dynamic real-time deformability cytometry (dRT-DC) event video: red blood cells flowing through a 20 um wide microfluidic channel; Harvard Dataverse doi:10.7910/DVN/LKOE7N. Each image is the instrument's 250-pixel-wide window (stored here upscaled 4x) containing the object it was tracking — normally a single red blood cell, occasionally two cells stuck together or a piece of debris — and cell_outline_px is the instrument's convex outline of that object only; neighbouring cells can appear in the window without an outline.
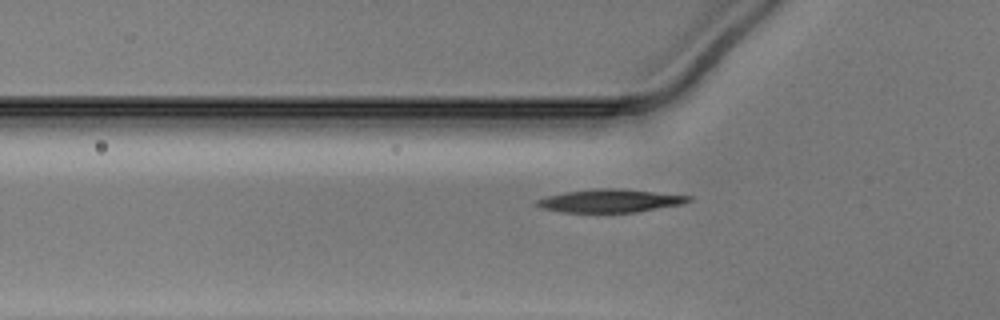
{"species": "Egyptian fruit bat (a non-hibernating species)", "species_latin": "Rousettus aegyptiacus", "temperature_condition": "warm", "stored_images_in_passage": 37, "camera_frame_rate_fps": 3000, "um_per_image_px": 0.085, "animal": {"sex": "male"}, "frame": {"image": 1, "passage_image": 3, "time_ms": 0.667, "image_size_px": [1000, 320], "cell_outline_px": [[692, 200], [684, 204], [636, 212], [560, 212], [540, 208], [536, 204], [536, 200], [548, 196], [564, 192], [596, 188], [620, 188], [692, 196]], "centroid_in_image_um": [51.88, 17.06], "position_along_channel_um": 73.9, "area_um2": 20.52}}
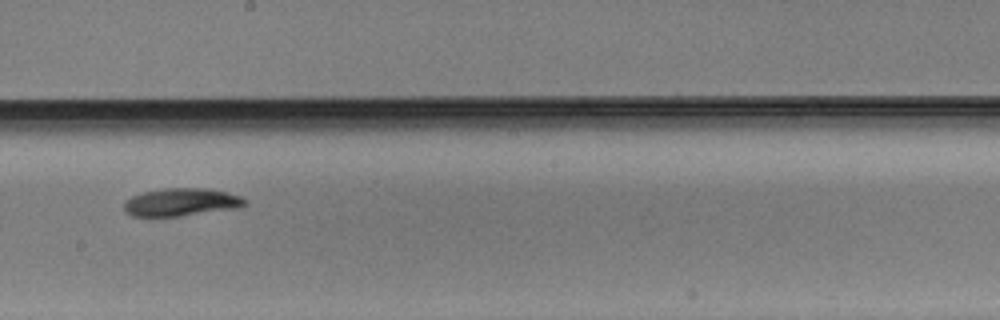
{"frame": {"image": 2, "passage_image": 15, "time_ms": 4.667, "image_size_px": [1000, 320], "cell_outline_px": [[248, 204], [240, 208], [152, 220], [132, 216], [124, 212], [124, 200], [132, 196], [144, 192], [164, 188], [208, 188], [228, 192], [240, 196], [248, 200]], "centroid_in_image_um": [15.37, 17.23], "position_along_channel_um": 232.8, "area_um2": 20.63}}
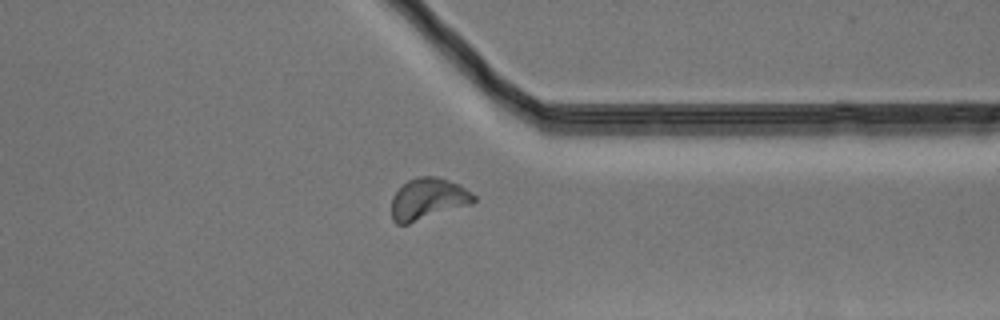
{"frame": {"image": 3, "passage_image": 26, "time_ms": 8.333, "image_size_px": [1000, 320], "cell_outline_px": [[476, 200], [472, 204], [408, 224], [396, 224], [392, 220], [392, 196], [408, 180], [420, 176], [436, 176], [460, 184], [472, 192], [476, 196]], "centroid_in_image_um": [36.41, 16.91], "position_along_channel_um": 375.0, "area_um2": 20.0}}